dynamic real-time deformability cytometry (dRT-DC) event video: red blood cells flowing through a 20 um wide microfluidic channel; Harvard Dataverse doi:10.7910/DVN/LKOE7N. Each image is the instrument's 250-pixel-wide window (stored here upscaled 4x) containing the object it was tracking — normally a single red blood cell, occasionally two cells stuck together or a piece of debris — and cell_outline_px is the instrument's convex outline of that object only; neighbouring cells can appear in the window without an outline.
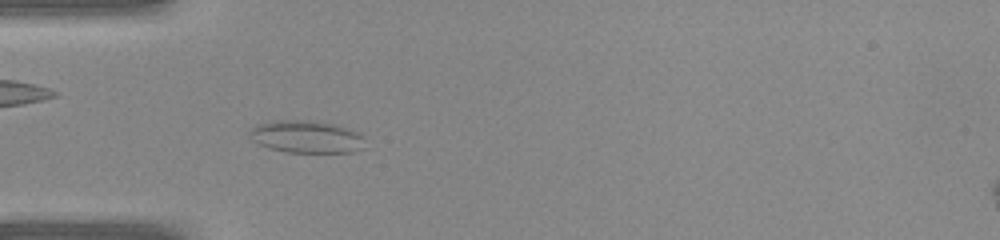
{"species": "common noctule bat (a hibernating species)", "species_latin": "Nyctalus noctula", "temperature_condition": "warm", "stored_images_in_passage": 34, "camera_frame_rate_fps": 3000, "um_per_image_px": 0.085, "animal": {"sex": "female", "body_mass_g": 22.0, "forearm_length_mm": 56.7}, "frame": {"image": 1, "passage_image": 6, "time_ms": 1.667, "image_size_px": [1000, 240], "cell_outline_px": [[364, 148], [352, 152], [284, 152], [268, 148], [252, 140], [248, 136], [248, 132], [256, 124], [276, 120], [312, 120], [332, 124], [356, 132], [364, 136]], "centroid_in_image_um": [26.0, 11.63], "position_along_channel_um": 59.0, "area_um2": 21.85}}
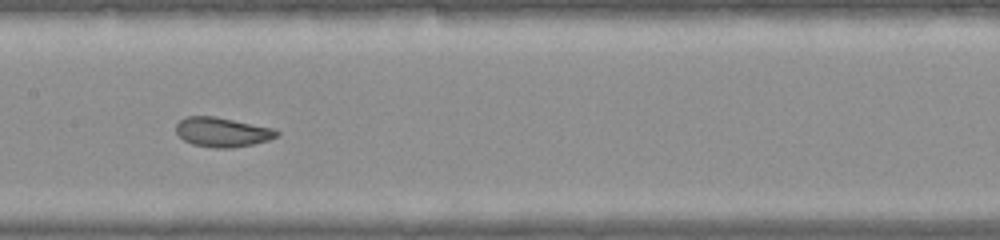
{"frame": {"image": 2, "passage_image": 14, "time_ms": 4.333, "image_size_px": [1000, 240], "cell_outline_px": [[280, 136], [268, 140], [252, 144], [232, 148], [216, 148], [192, 144], [184, 140], [176, 132], [176, 124], [180, 120], [188, 116], [216, 116], [276, 128], [280, 132]], "centroid_in_image_um": [18.94, 11.22], "position_along_channel_um": 188.5, "area_um2": 17.51}}
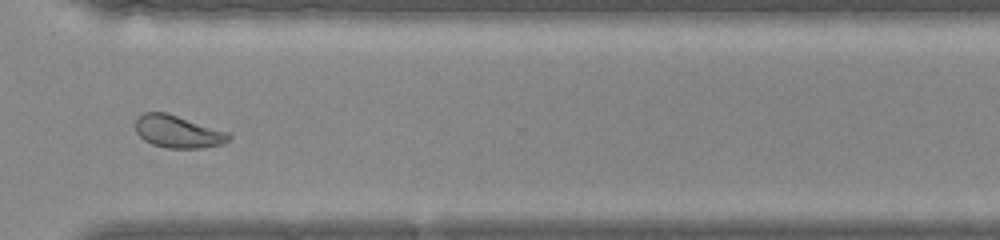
{"frame": {"image": 3, "passage_image": 24, "time_ms": 7.667, "image_size_px": [1000, 240], "cell_outline_px": [[232, 136], [224, 144], [200, 148], [168, 148], [152, 144], [144, 140], [136, 132], [136, 120], [144, 112], [168, 112], [228, 132]], "centroid_in_image_um": [15.14, 11.18], "position_along_channel_um": 355.5, "area_um2": 17.69}}